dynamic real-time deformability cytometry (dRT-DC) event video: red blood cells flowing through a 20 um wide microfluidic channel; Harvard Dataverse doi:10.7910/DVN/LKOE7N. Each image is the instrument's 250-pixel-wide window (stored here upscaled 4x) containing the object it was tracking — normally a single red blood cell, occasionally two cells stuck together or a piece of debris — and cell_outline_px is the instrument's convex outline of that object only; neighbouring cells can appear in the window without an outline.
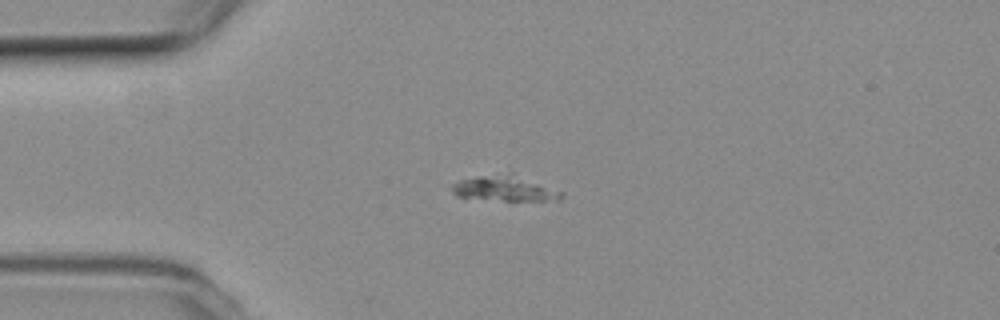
{"species": "common noctule bat (a hibernating species)", "species_latin": "Nyctalus noctula", "temperature_condition": "room temperature", "stored_images_in_passage": 3, "camera_frame_rate_fps": 3000, "um_per_image_px": 0.085, "animal": {"sex": "female", "body_mass_g": 19.3, "forearm_length_mm": 54.1}, "frame": {"image": 1, "passage_image": 1, "time_ms": 0.0, "image_size_px": [1000, 320], "cell_outline_px": [[564, 196], [560, 200], [464, 200], [456, 196], [452, 192], [452, 184], [460, 180], [480, 176], [512, 172], [564, 192]], "centroid_in_image_um": [42.87, 16.03], "position_along_channel_um": 42.1, "area_um2": 16.65}}
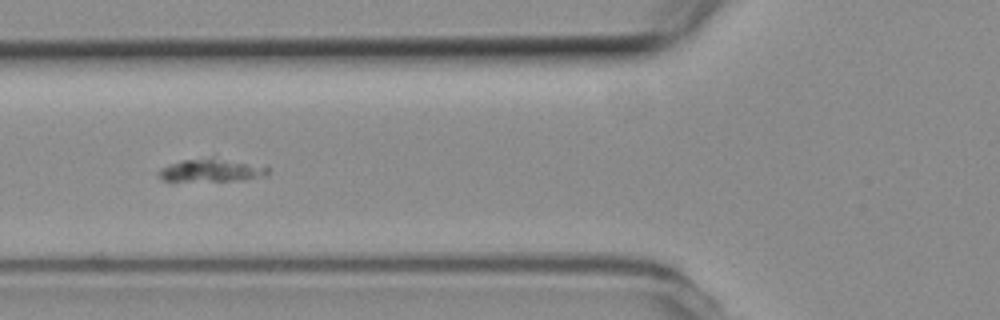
{"frame": {"image": 2, "passage_image": 3, "time_ms": 0.667, "image_size_px": [1000, 320], "cell_outline_px": [[272, 168], [268, 176], [248, 180], [172, 184], [164, 180], [156, 172], [160, 168], [168, 164], [180, 160], [212, 156], [268, 164]], "centroid_in_image_um": [18.05, 14.49], "position_along_channel_um": 107.7, "area_um2": 16.7}}